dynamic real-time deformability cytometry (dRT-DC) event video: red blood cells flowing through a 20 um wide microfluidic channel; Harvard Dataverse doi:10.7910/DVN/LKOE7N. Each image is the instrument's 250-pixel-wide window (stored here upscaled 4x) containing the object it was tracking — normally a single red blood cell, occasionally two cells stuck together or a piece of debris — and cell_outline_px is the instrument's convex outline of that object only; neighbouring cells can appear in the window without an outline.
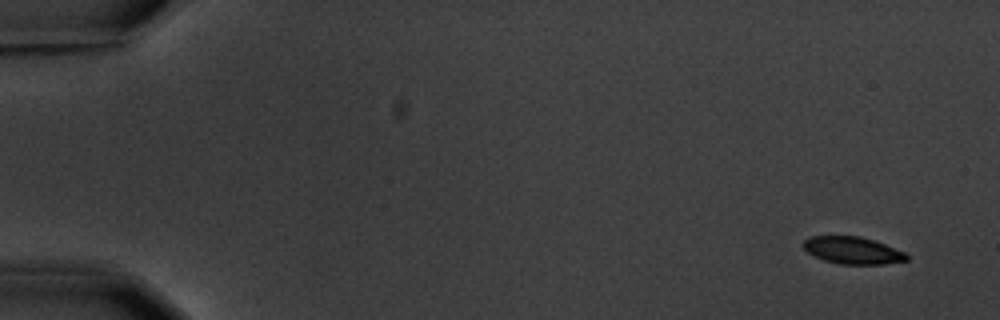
{"species": "common noctule bat (a hibernating species)", "species_latin": "Nyctalus noctula", "temperature_condition": "warm", "stored_images_in_passage": 7, "camera_frame_rate_fps": 3000, "um_per_image_px": 0.085, "animal": {"sex": "male", "body_mass_g": 20.1, "forearm_length_mm": 53.5}, "frame": {"image": 1, "passage_image": 1, "time_ms": 0.0, "image_size_px": [1000, 320], "cell_outline_px": [[908, 260], [884, 264], [840, 264], [824, 260], [808, 252], [800, 244], [808, 236], [860, 236], [884, 244], [904, 252], [908, 256]], "centroid_in_image_um": [72.44, 21.28], "position_along_channel_um": 12.6, "area_um2": 16.24}}
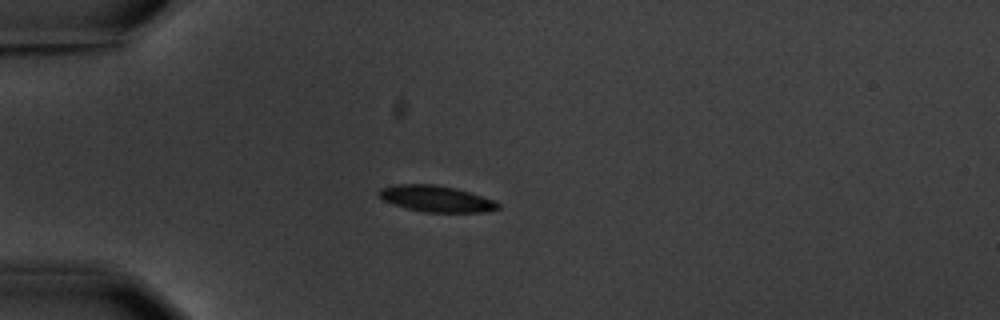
{"frame": {"image": 2, "passage_image": 4, "time_ms": 4.333, "image_size_px": [1000, 320], "cell_outline_px": [[500, 208], [484, 212], [424, 212], [392, 204], [384, 200], [376, 192], [380, 188], [392, 184], [436, 184], [456, 188], [492, 200], [500, 204]], "centroid_in_image_um": [37.02, 16.88], "position_along_channel_um": 48.0, "area_um2": 18.15}}